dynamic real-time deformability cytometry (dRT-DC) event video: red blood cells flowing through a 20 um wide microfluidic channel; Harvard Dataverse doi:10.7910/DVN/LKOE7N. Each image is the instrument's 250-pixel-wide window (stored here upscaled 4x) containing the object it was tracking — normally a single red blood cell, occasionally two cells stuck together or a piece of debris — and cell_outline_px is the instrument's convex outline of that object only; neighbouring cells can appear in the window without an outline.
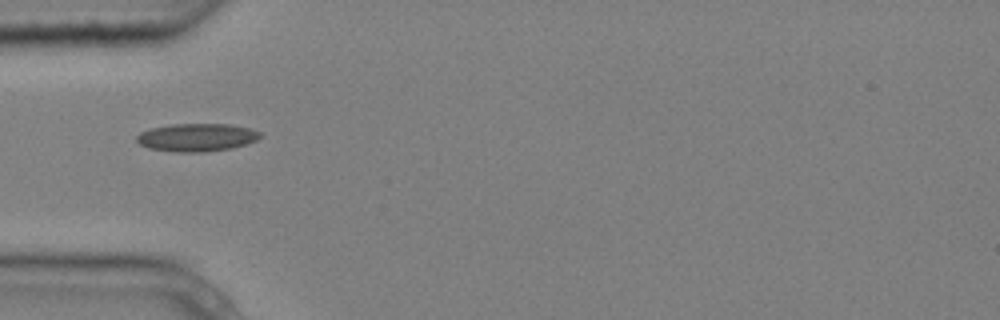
{"species": "common noctule bat (a hibernating species)", "species_latin": "Nyctalus noctula", "temperature_condition": "cold", "stored_images_in_passage": 4, "camera_frame_rate_fps": 3000, "um_per_image_px": 0.085, "animal": {"sex": "male", "body_mass_g": 20.4}, "frame": {"image": 1, "passage_image": 2, "time_ms": 0.333, "image_size_px": [1000, 320], "cell_outline_px": [[264, 136], [248, 144], [232, 148], [204, 152], [172, 152], [148, 148], [140, 144], [136, 140], [136, 136], [140, 132], [148, 128], [172, 124], [232, 124], [252, 128], [260, 132]], "centroid_in_image_um": [16.75, 11.67], "position_along_channel_um": 68.3, "area_um2": 20.52}}
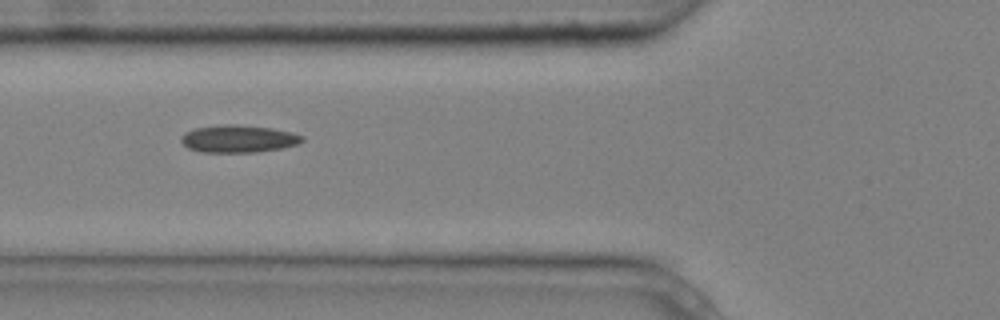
{"frame": {"image": 2, "passage_image": 3, "time_ms": 0.667, "image_size_px": [1000, 320], "cell_outline_px": [[304, 140], [296, 144], [280, 148], [256, 152], [204, 152], [188, 148], [180, 140], [180, 136], [184, 132], [196, 128], [224, 124], [232, 124], [272, 128], [292, 132], [304, 136]], "centroid_in_image_um": [20.25, 11.79], "position_along_channel_um": 105.6, "area_um2": 19.25}}